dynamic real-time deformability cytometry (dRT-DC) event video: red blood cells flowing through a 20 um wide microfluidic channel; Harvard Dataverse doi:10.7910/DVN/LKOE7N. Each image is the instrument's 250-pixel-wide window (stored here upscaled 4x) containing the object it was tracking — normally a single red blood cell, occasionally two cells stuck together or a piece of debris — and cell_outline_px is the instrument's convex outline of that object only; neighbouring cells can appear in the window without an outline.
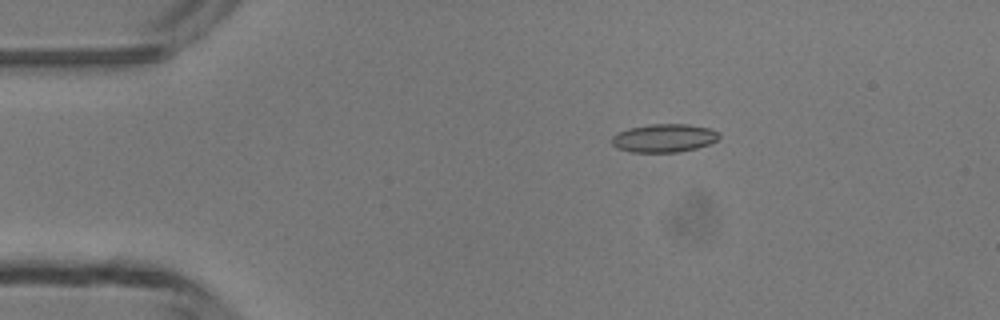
{"species": "common noctule bat (a hibernating species)", "species_latin": "Nyctalus noctula", "temperature_condition": "room temperature", "stored_images_in_passage": 4, "camera_frame_rate_fps": 3000, "um_per_image_px": 0.085, "animal": {"sex": "male", "body_mass_g": 13.3}, "frame": {"image": 1, "passage_image": 3, "time_ms": 2.333, "image_size_px": [1000, 320], "cell_outline_px": [[720, 136], [716, 140], [708, 144], [696, 148], [680, 152], [632, 152], [616, 148], [612, 144], [612, 136], [628, 128], [652, 124], [688, 124], [708, 128], [720, 132]], "centroid_in_image_um": [56.44, 11.74], "position_along_channel_um": 28.6, "area_um2": 17.63}}